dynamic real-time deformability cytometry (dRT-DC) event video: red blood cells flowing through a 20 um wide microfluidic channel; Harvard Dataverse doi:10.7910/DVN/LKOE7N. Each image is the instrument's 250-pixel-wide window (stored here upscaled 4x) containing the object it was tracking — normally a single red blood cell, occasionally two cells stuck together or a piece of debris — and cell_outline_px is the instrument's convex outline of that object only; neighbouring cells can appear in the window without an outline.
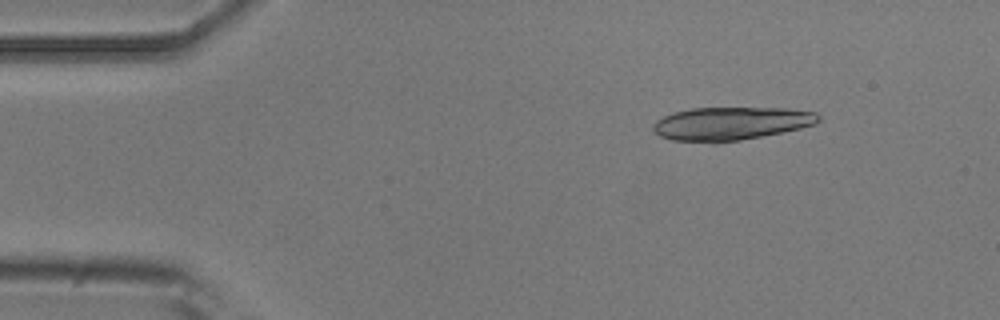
{"species": "common noctule bat (a hibernating species)", "species_latin": "Nyctalus noctula", "temperature_condition": "room temperature", "stored_images_in_passage": 4, "camera_frame_rate_fps": 3000, "um_per_image_px": 0.085, "animal": {"sex": "male", "body_mass_g": 20.5, "forearm_length_mm": 52.5}, "frame": {"image": 1, "passage_image": 2, "time_ms": 1.333, "image_size_px": [1000, 320], "cell_outline_px": [[820, 120], [816, 124], [800, 128], [740, 140], [716, 144], [672, 140], [660, 136], [652, 132], [652, 124], [656, 120], [672, 112], [692, 108], [784, 108], [816, 112], [820, 116]], "centroid_in_image_um": [62.06, 10.51], "position_along_channel_um": 22.9, "area_um2": 32.31}}